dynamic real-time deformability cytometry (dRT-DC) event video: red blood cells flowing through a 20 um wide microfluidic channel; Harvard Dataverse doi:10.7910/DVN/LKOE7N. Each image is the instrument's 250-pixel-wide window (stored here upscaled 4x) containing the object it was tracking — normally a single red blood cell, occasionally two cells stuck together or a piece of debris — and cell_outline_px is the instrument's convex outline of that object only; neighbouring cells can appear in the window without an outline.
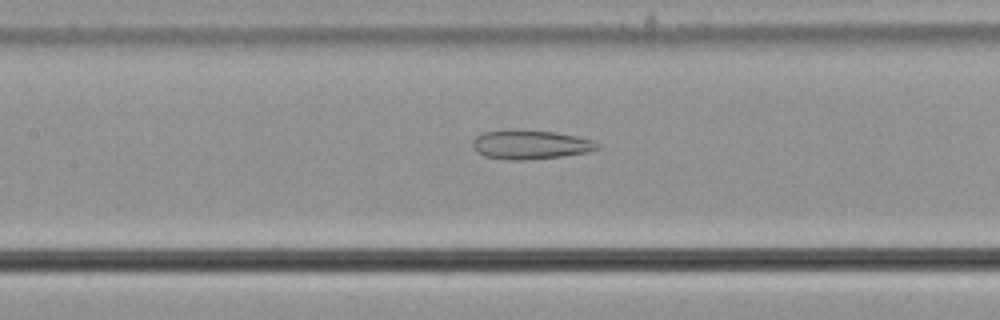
{"species": "common noctule bat (a hibernating species)", "species_latin": "Nyctalus noctula", "temperature_condition": "cold", "stored_images_in_passage": 56, "camera_frame_rate_fps": 3000, "um_per_image_px": 0.085, "animal": {"sex": "male", "body_mass_g": 21.5, "forearm_length_mm": 52.0}, "frame": {"image": 1, "passage_image": 26, "time_ms": 8.333, "image_size_px": [1000, 320], "cell_outline_px": [[600, 148], [588, 152], [560, 156], [524, 160], [512, 160], [484, 156], [476, 152], [472, 148], [472, 140], [476, 136], [484, 132], [504, 128], [520, 128], [556, 132], [576, 136], [592, 140], [600, 144]], "centroid_in_image_um": [45.03, 12.26], "position_along_channel_um": 162.4, "area_um2": 21.68}}
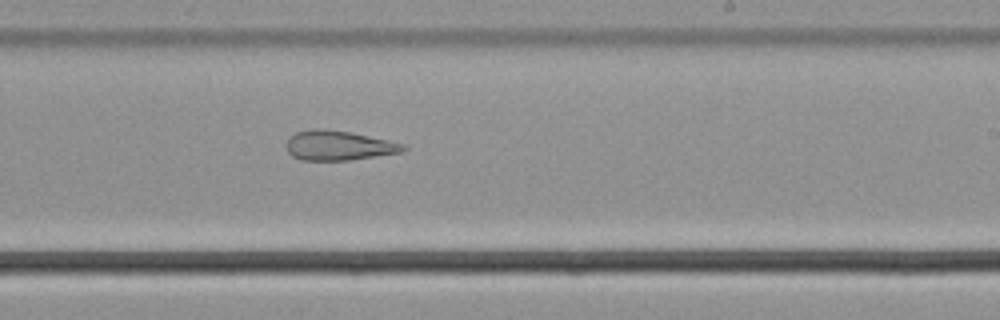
{"frame": {"image": 2, "passage_image": 34, "time_ms": 11.0, "image_size_px": [1000, 320], "cell_outline_px": [[408, 148], [404, 152], [348, 160], [300, 160], [292, 156], [288, 152], [288, 140], [296, 132], [312, 128], [324, 128], [352, 132], [388, 140], [404, 144]], "centroid_in_image_um": [28.81, 12.36], "position_along_channel_um": 260.2, "area_um2": 20.23}}
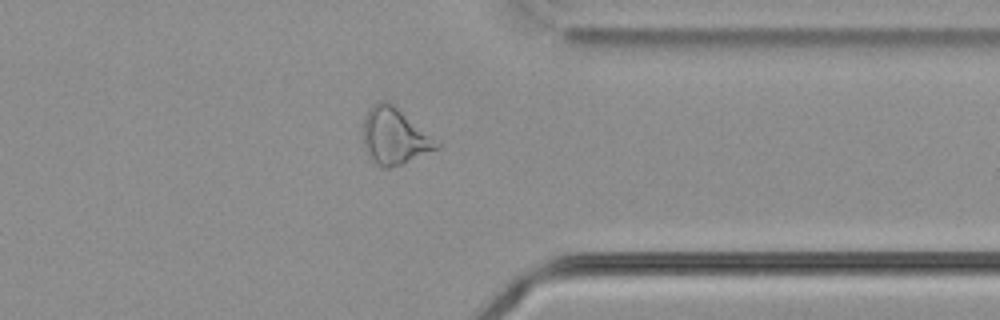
{"frame": {"image": 3, "passage_image": 44, "time_ms": 14.333, "image_size_px": [1000, 320], "cell_outline_px": [[440, 148], [400, 164], [388, 168], [384, 168], [376, 164], [364, 148], [364, 116], [372, 104], [380, 100], [388, 100], [440, 144]], "centroid_in_image_um": [33.5, 11.56], "position_along_channel_um": 377.9, "area_um2": 23.58}, "authors_computed_cell_mechanics": {"area_um2": 26.5302, "velocity_mm_per_s": 3.6882, "shape_relaxation_time_tau1_ms": null, "shape_relaxation_time_tau2_ms": 5.9481, "deformation_change_tau1": null, "deformation_change_tau2": 0.1979}}